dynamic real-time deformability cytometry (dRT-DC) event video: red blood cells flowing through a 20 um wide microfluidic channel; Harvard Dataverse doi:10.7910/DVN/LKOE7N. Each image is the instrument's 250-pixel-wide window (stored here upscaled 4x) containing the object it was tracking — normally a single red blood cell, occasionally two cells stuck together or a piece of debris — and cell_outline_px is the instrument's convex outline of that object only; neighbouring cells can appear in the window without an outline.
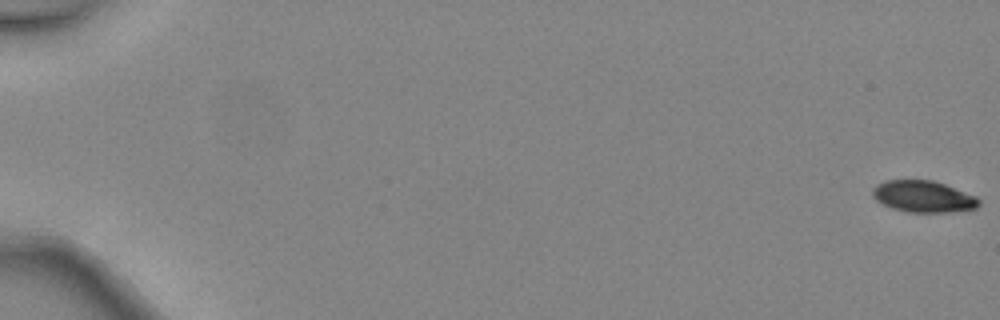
{"species": "common noctule bat (a hibernating species)", "species_latin": "Nyctalus noctula", "temperature_condition": "warm", "stored_images_in_passage": 4, "camera_frame_rate_fps": 3000, "um_per_image_px": 0.085, "animal": {"sex": "female", "body_mass_g": 24.6, "forearm_length_mm": 56.2}, "frame": {"image": 1, "passage_image": 1, "time_ms": 0.0, "image_size_px": [1000, 320], "cell_outline_px": [[980, 204], [976, 208], [948, 212], [908, 212], [892, 208], [876, 200], [872, 196], [872, 188], [876, 184], [884, 180], [932, 180], [944, 184], [976, 196], [980, 200]], "centroid_in_image_um": [78.45, 16.7], "position_along_channel_um": 6.5, "area_um2": 19.54}}